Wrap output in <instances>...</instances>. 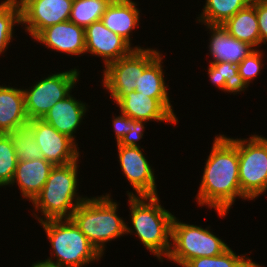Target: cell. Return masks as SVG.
<instances>
[{
  "label": "cell",
  "instance_id": "6da1fadb",
  "mask_svg": "<svg viewBox=\"0 0 267 267\" xmlns=\"http://www.w3.org/2000/svg\"><path fill=\"white\" fill-rule=\"evenodd\" d=\"M213 139L194 200L199 207L214 209L218 218L225 219L236 199L249 200L240 188L236 138L222 132Z\"/></svg>",
  "mask_w": 267,
  "mask_h": 267
},
{
  "label": "cell",
  "instance_id": "f1b7e54d",
  "mask_svg": "<svg viewBox=\"0 0 267 267\" xmlns=\"http://www.w3.org/2000/svg\"><path fill=\"white\" fill-rule=\"evenodd\" d=\"M17 165V156L12 138L9 134L0 133V188L10 185Z\"/></svg>",
  "mask_w": 267,
  "mask_h": 267
},
{
  "label": "cell",
  "instance_id": "5bb4252c",
  "mask_svg": "<svg viewBox=\"0 0 267 267\" xmlns=\"http://www.w3.org/2000/svg\"><path fill=\"white\" fill-rule=\"evenodd\" d=\"M84 34L85 55L101 58L103 68L134 50L125 39L109 30L101 20L86 27Z\"/></svg>",
  "mask_w": 267,
  "mask_h": 267
},
{
  "label": "cell",
  "instance_id": "603a6c76",
  "mask_svg": "<svg viewBox=\"0 0 267 267\" xmlns=\"http://www.w3.org/2000/svg\"><path fill=\"white\" fill-rule=\"evenodd\" d=\"M165 55L162 53L144 70L140 77L136 92L155 99H172L169 96L170 85L165 78L163 64ZM169 87V88H168Z\"/></svg>",
  "mask_w": 267,
  "mask_h": 267
},
{
  "label": "cell",
  "instance_id": "e0dca14e",
  "mask_svg": "<svg viewBox=\"0 0 267 267\" xmlns=\"http://www.w3.org/2000/svg\"><path fill=\"white\" fill-rule=\"evenodd\" d=\"M139 2L133 0H113L102 15L104 25L125 39L134 49H144L132 44L133 31L140 28L141 8Z\"/></svg>",
  "mask_w": 267,
  "mask_h": 267
},
{
  "label": "cell",
  "instance_id": "3957f363",
  "mask_svg": "<svg viewBox=\"0 0 267 267\" xmlns=\"http://www.w3.org/2000/svg\"><path fill=\"white\" fill-rule=\"evenodd\" d=\"M80 160L51 169L41 192L31 202V212L37 223L71 219L76 208L88 197L79 192Z\"/></svg>",
  "mask_w": 267,
  "mask_h": 267
},
{
  "label": "cell",
  "instance_id": "d6a6232c",
  "mask_svg": "<svg viewBox=\"0 0 267 267\" xmlns=\"http://www.w3.org/2000/svg\"><path fill=\"white\" fill-rule=\"evenodd\" d=\"M256 15L260 34V48L267 46V1L256 0Z\"/></svg>",
  "mask_w": 267,
  "mask_h": 267
},
{
  "label": "cell",
  "instance_id": "7c38bea8",
  "mask_svg": "<svg viewBox=\"0 0 267 267\" xmlns=\"http://www.w3.org/2000/svg\"><path fill=\"white\" fill-rule=\"evenodd\" d=\"M34 140L42 152L44 159L56 165H67L81 158L78 143L66 134L58 132L43 119H32Z\"/></svg>",
  "mask_w": 267,
  "mask_h": 267
},
{
  "label": "cell",
  "instance_id": "f546056e",
  "mask_svg": "<svg viewBox=\"0 0 267 267\" xmlns=\"http://www.w3.org/2000/svg\"><path fill=\"white\" fill-rule=\"evenodd\" d=\"M264 54V49H255L237 65L238 74L248 87L262 75V67L265 66L263 60L265 56L267 58Z\"/></svg>",
  "mask_w": 267,
  "mask_h": 267
},
{
  "label": "cell",
  "instance_id": "30bf717a",
  "mask_svg": "<svg viewBox=\"0 0 267 267\" xmlns=\"http://www.w3.org/2000/svg\"><path fill=\"white\" fill-rule=\"evenodd\" d=\"M117 158L122 175L130 184L132 191L127 196H156L158 194L155 169L144 154V147L116 145ZM134 191V192H133Z\"/></svg>",
  "mask_w": 267,
  "mask_h": 267
},
{
  "label": "cell",
  "instance_id": "8992f818",
  "mask_svg": "<svg viewBox=\"0 0 267 267\" xmlns=\"http://www.w3.org/2000/svg\"><path fill=\"white\" fill-rule=\"evenodd\" d=\"M211 230L210 225L204 228L183 222L174 216L171 249L165 260L183 267L191 259L224 253L230 246Z\"/></svg>",
  "mask_w": 267,
  "mask_h": 267
},
{
  "label": "cell",
  "instance_id": "cb8c5ba5",
  "mask_svg": "<svg viewBox=\"0 0 267 267\" xmlns=\"http://www.w3.org/2000/svg\"><path fill=\"white\" fill-rule=\"evenodd\" d=\"M251 2L252 0H205L202 12L195 19L196 24L222 25Z\"/></svg>",
  "mask_w": 267,
  "mask_h": 267
},
{
  "label": "cell",
  "instance_id": "2e32d148",
  "mask_svg": "<svg viewBox=\"0 0 267 267\" xmlns=\"http://www.w3.org/2000/svg\"><path fill=\"white\" fill-rule=\"evenodd\" d=\"M89 108L91 107L88 103L77 99L71 93L63 100L58 101L42 119L77 143L76 134L84 124L83 119L87 118L86 114L90 112Z\"/></svg>",
  "mask_w": 267,
  "mask_h": 267
},
{
  "label": "cell",
  "instance_id": "5b68a950",
  "mask_svg": "<svg viewBox=\"0 0 267 267\" xmlns=\"http://www.w3.org/2000/svg\"><path fill=\"white\" fill-rule=\"evenodd\" d=\"M39 224L52 248L51 256L43 261L62 267H87L103 259L72 219L47 220Z\"/></svg>",
  "mask_w": 267,
  "mask_h": 267
},
{
  "label": "cell",
  "instance_id": "9c48e42d",
  "mask_svg": "<svg viewBox=\"0 0 267 267\" xmlns=\"http://www.w3.org/2000/svg\"><path fill=\"white\" fill-rule=\"evenodd\" d=\"M239 157V183L242 194L254 201L267 192V138L256 132L249 138H236Z\"/></svg>",
  "mask_w": 267,
  "mask_h": 267
},
{
  "label": "cell",
  "instance_id": "836d02e7",
  "mask_svg": "<svg viewBox=\"0 0 267 267\" xmlns=\"http://www.w3.org/2000/svg\"><path fill=\"white\" fill-rule=\"evenodd\" d=\"M30 267H62L54 264L47 263L43 260H37L31 264Z\"/></svg>",
  "mask_w": 267,
  "mask_h": 267
},
{
  "label": "cell",
  "instance_id": "4fadbf2b",
  "mask_svg": "<svg viewBox=\"0 0 267 267\" xmlns=\"http://www.w3.org/2000/svg\"><path fill=\"white\" fill-rule=\"evenodd\" d=\"M172 99H155L144 94L133 91L123 96L115 105L122 114L134 119L147 122L168 123L177 125L180 120L174 107Z\"/></svg>",
  "mask_w": 267,
  "mask_h": 267
},
{
  "label": "cell",
  "instance_id": "7a4b0ae2",
  "mask_svg": "<svg viewBox=\"0 0 267 267\" xmlns=\"http://www.w3.org/2000/svg\"><path fill=\"white\" fill-rule=\"evenodd\" d=\"M156 196H127L129 222L126 223V235L134 234L159 262L169 255L171 249L173 214L164 208Z\"/></svg>",
  "mask_w": 267,
  "mask_h": 267
},
{
  "label": "cell",
  "instance_id": "d6986e66",
  "mask_svg": "<svg viewBox=\"0 0 267 267\" xmlns=\"http://www.w3.org/2000/svg\"><path fill=\"white\" fill-rule=\"evenodd\" d=\"M53 167L45 159L17 162L13 180L8 187L17 185L22 200L30 203L41 192Z\"/></svg>",
  "mask_w": 267,
  "mask_h": 267
},
{
  "label": "cell",
  "instance_id": "1f68e13d",
  "mask_svg": "<svg viewBox=\"0 0 267 267\" xmlns=\"http://www.w3.org/2000/svg\"><path fill=\"white\" fill-rule=\"evenodd\" d=\"M112 128L114 131V140L116 141V144L119 143L122 138L129 132V125L134 121V119L126 116L125 114H122L119 111V115L116 116L114 112H112ZM115 115V116H114Z\"/></svg>",
  "mask_w": 267,
  "mask_h": 267
},
{
  "label": "cell",
  "instance_id": "4dcf8cb0",
  "mask_svg": "<svg viewBox=\"0 0 267 267\" xmlns=\"http://www.w3.org/2000/svg\"><path fill=\"white\" fill-rule=\"evenodd\" d=\"M147 123L150 124L144 120H134L131 125H129V132L116 145L142 147L140 146V140L144 139L143 136H145L144 133L147 128Z\"/></svg>",
  "mask_w": 267,
  "mask_h": 267
},
{
  "label": "cell",
  "instance_id": "ffe728a7",
  "mask_svg": "<svg viewBox=\"0 0 267 267\" xmlns=\"http://www.w3.org/2000/svg\"><path fill=\"white\" fill-rule=\"evenodd\" d=\"M0 85V133L9 134L29 122L22 86ZM4 85V86H3Z\"/></svg>",
  "mask_w": 267,
  "mask_h": 267
},
{
  "label": "cell",
  "instance_id": "9a60e30c",
  "mask_svg": "<svg viewBox=\"0 0 267 267\" xmlns=\"http://www.w3.org/2000/svg\"><path fill=\"white\" fill-rule=\"evenodd\" d=\"M42 44L49 51L63 53L68 57H82L85 55L84 28L70 20L57 23L43 29L34 39L33 43Z\"/></svg>",
  "mask_w": 267,
  "mask_h": 267
},
{
  "label": "cell",
  "instance_id": "8fae6325",
  "mask_svg": "<svg viewBox=\"0 0 267 267\" xmlns=\"http://www.w3.org/2000/svg\"><path fill=\"white\" fill-rule=\"evenodd\" d=\"M21 29L31 41L45 28L69 20L73 0H17Z\"/></svg>",
  "mask_w": 267,
  "mask_h": 267
},
{
  "label": "cell",
  "instance_id": "484cf974",
  "mask_svg": "<svg viewBox=\"0 0 267 267\" xmlns=\"http://www.w3.org/2000/svg\"><path fill=\"white\" fill-rule=\"evenodd\" d=\"M113 0H73L69 20L82 28L100 21Z\"/></svg>",
  "mask_w": 267,
  "mask_h": 267
},
{
  "label": "cell",
  "instance_id": "44dd1931",
  "mask_svg": "<svg viewBox=\"0 0 267 267\" xmlns=\"http://www.w3.org/2000/svg\"><path fill=\"white\" fill-rule=\"evenodd\" d=\"M222 27L234 38L254 49L260 48V34L256 15V0L227 19Z\"/></svg>",
  "mask_w": 267,
  "mask_h": 267
},
{
  "label": "cell",
  "instance_id": "4316f807",
  "mask_svg": "<svg viewBox=\"0 0 267 267\" xmlns=\"http://www.w3.org/2000/svg\"><path fill=\"white\" fill-rule=\"evenodd\" d=\"M246 252L237 254L230 247L224 253L214 257H199L191 259L183 267H265L252 261Z\"/></svg>",
  "mask_w": 267,
  "mask_h": 267
},
{
  "label": "cell",
  "instance_id": "7402d4cb",
  "mask_svg": "<svg viewBox=\"0 0 267 267\" xmlns=\"http://www.w3.org/2000/svg\"><path fill=\"white\" fill-rule=\"evenodd\" d=\"M207 75L210 83L228 94H241L248 90V86L238 74L237 65L230 62H209Z\"/></svg>",
  "mask_w": 267,
  "mask_h": 267
},
{
  "label": "cell",
  "instance_id": "ba28073f",
  "mask_svg": "<svg viewBox=\"0 0 267 267\" xmlns=\"http://www.w3.org/2000/svg\"><path fill=\"white\" fill-rule=\"evenodd\" d=\"M79 69L74 67L54 74L50 72L29 87L22 86L28 119H42L58 101L75 91L74 88H78L76 86L81 79Z\"/></svg>",
  "mask_w": 267,
  "mask_h": 267
},
{
  "label": "cell",
  "instance_id": "52a82bcc",
  "mask_svg": "<svg viewBox=\"0 0 267 267\" xmlns=\"http://www.w3.org/2000/svg\"><path fill=\"white\" fill-rule=\"evenodd\" d=\"M158 48L134 49L129 55L109 63L102 72L101 84L114 105L136 90L144 70L161 54Z\"/></svg>",
  "mask_w": 267,
  "mask_h": 267
},
{
  "label": "cell",
  "instance_id": "d4e9b609",
  "mask_svg": "<svg viewBox=\"0 0 267 267\" xmlns=\"http://www.w3.org/2000/svg\"><path fill=\"white\" fill-rule=\"evenodd\" d=\"M21 25V8L17 0H0V56L16 40L15 26ZM4 54V55H3Z\"/></svg>",
  "mask_w": 267,
  "mask_h": 267
},
{
  "label": "cell",
  "instance_id": "ac0fdd59",
  "mask_svg": "<svg viewBox=\"0 0 267 267\" xmlns=\"http://www.w3.org/2000/svg\"><path fill=\"white\" fill-rule=\"evenodd\" d=\"M205 31L210 34L207 47L209 62H230L238 65L255 49L245 42L231 36L222 25H207Z\"/></svg>",
  "mask_w": 267,
  "mask_h": 267
},
{
  "label": "cell",
  "instance_id": "277c9868",
  "mask_svg": "<svg viewBox=\"0 0 267 267\" xmlns=\"http://www.w3.org/2000/svg\"><path fill=\"white\" fill-rule=\"evenodd\" d=\"M117 200L111 193L87 197L73 212L71 219L89 242L104 257L107 244L126 235V221L120 217Z\"/></svg>",
  "mask_w": 267,
  "mask_h": 267
},
{
  "label": "cell",
  "instance_id": "83f0119b",
  "mask_svg": "<svg viewBox=\"0 0 267 267\" xmlns=\"http://www.w3.org/2000/svg\"><path fill=\"white\" fill-rule=\"evenodd\" d=\"M17 162L44 159L37 142L34 140L32 126L27 123L11 131Z\"/></svg>",
  "mask_w": 267,
  "mask_h": 267
}]
</instances>
